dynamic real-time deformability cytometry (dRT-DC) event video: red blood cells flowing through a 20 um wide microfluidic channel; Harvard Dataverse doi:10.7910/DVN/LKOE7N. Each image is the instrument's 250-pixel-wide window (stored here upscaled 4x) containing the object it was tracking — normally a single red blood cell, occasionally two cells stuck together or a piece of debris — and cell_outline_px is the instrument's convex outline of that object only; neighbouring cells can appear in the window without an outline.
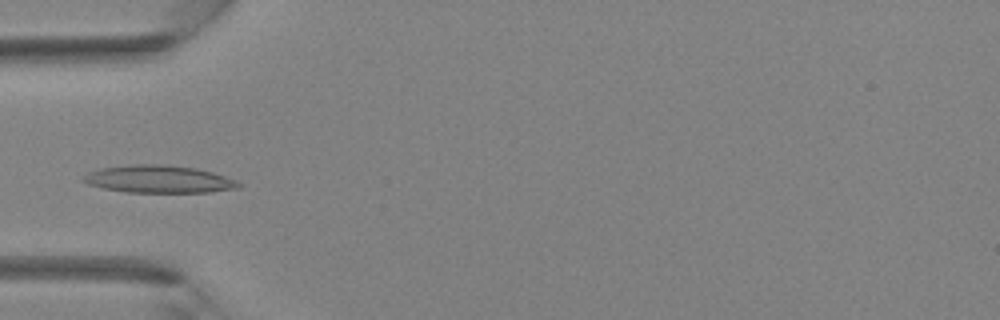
{"species": "Egyptian fruit bat (a non-hibernating species)", "species_latin": "Rousettus aegyptiacus", "temperature_condition": "room temperature", "stored_images_in_passage": 4, "camera_frame_rate_fps": 3000, "um_per_image_px": 0.085, "animal": {"sex": "female"}, "frame": {"image": 1, "passage_image": 3, "time_ms": 3.333, "image_size_px": [1000, 320], "cell_outline_px": [[244, 184], [240, 188], [208, 192], [124, 192], [104, 188], [88, 184], [80, 180], [88, 172], [100, 168], [132, 164], [160, 164], [196, 168], [212, 172], [236, 180]], "centroid_in_image_um": [13.5, 15.23], "position_along_channel_um": 71.5, "area_um2": 24.97}}
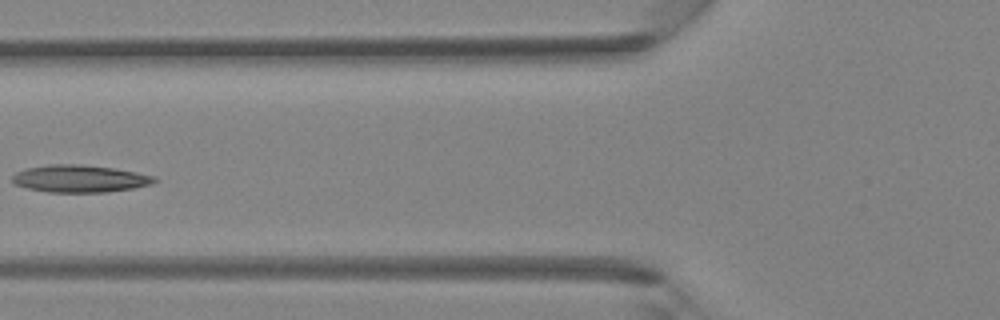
{"frame": {"image": 2, "passage_image": 4, "time_ms": 4.333, "image_size_px": [1000, 320], "cell_outline_px": [[160, 180], [152, 184], [132, 188], [108, 192], [48, 192], [28, 188], [16, 184], [12, 180], [12, 176], [16, 172], [24, 168], [48, 164], [80, 164], [112, 168], [136, 172], [156, 176]], "centroid_in_image_um": [6.8, 15.18], "position_along_channel_um": 119.0, "area_um2": 22.72}}